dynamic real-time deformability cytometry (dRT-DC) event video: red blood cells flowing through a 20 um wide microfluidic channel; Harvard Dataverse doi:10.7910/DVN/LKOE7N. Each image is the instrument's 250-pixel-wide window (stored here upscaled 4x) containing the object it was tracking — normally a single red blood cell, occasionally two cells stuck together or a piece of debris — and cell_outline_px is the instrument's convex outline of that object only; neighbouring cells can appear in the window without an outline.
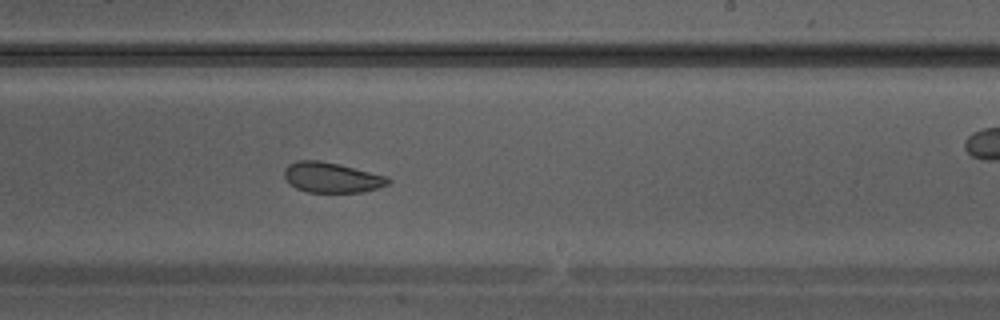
{"species": "Egyptian fruit bat (a non-hibernating species)", "species_latin": "Rousettus aegyptiacus", "temperature_condition": "warm", "stored_images_in_passage": 37, "camera_frame_rate_fps": 3000, "um_per_image_px": 0.085, "animal": {"sex": "male"}, "frame": {"image": 1, "passage_image": 22, "time_ms": 7.0, "image_size_px": [1000, 320], "cell_outline_px": [[392, 180], [388, 184], [364, 192], [308, 192], [296, 188], [284, 176], [284, 168], [288, 164], [296, 160], [320, 160], [388, 176]], "centroid_in_image_um": [28.19, 15.08], "position_along_channel_um": 260.8, "area_um2": 18.21}}